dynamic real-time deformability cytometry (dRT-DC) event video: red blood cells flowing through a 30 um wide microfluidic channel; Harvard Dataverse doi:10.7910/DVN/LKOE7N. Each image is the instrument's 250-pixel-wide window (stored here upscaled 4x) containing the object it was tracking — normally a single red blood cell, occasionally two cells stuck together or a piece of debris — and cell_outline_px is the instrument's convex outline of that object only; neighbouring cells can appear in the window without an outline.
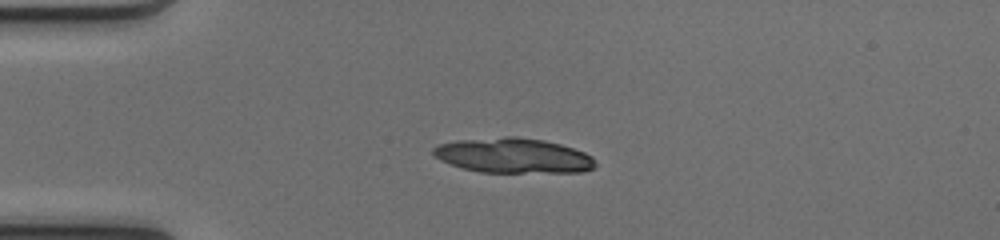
{"species": "common noctule bat (a hibernating species)", "species_latin": "Nyctalus noctula", "temperature_condition": "cold", "stored_images_in_passage": 38, "camera_frame_rate_fps": 3000, "um_per_image_px": 0.085, "animal": {"sex": "female", "body_mass_g": 17.0, "forearm_length_mm": 48.0}, "frame": {"image": 1, "passage_image": 1, "time_ms": 0.0, "image_size_px": [1000, 240], "cell_outline_px": [[596, 164], [592, 168], [580, 172], [480, 172], [464, 168], [440, 160], [432, 152], [432, 148], [436, 144], [456, 140], [504, 136], [516, 136], [544, 140], [560, 144], [584, 152], [592, 156]], "centroid_in_image_um": [43.6, 13.21], "position_along_channel_um": 41.4, "area_um2": 33.0}, "authors_computed_cell_mechanics": {"area_um2": 18.6694, "velocity_mm_per_s": 4.1249, "shape_relaxation_time_tau1_ms": 3.0715, "shape_relaxation_time_tau2_ms": 1.7926, "deformation_change_tau1": 0.1598, "deformation_change_tau2": 0.0809}}